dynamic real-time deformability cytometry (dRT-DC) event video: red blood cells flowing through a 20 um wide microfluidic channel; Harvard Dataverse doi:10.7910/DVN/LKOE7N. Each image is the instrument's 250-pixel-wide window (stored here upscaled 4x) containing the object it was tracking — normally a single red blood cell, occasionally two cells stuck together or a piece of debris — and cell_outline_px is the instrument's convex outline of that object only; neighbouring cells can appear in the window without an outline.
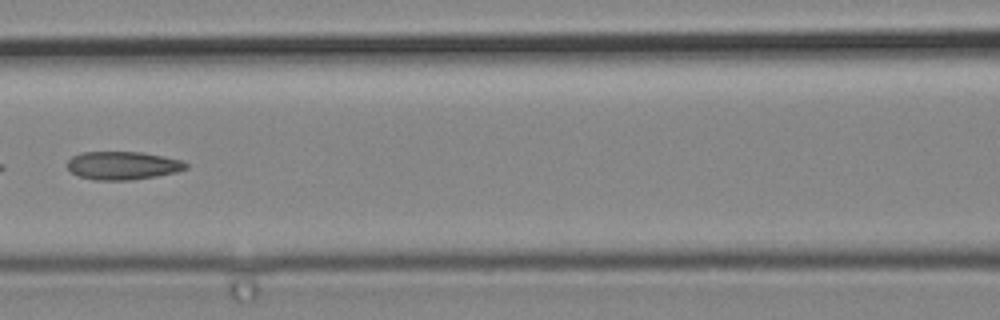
{"species": "common noctule bat (a hibernating species)", "species_latin": "Nyctalus noctula", "temperature_condition": "cold", "stored_images_in_passage": 6, "camera_frame_rate_fps": 3000, "um_per_image_px": 0.085, "animal": {"sex": "male", "body_mass_g": 19.2, "forearm_length_mm": 51.8}, "frame": {"image": 1, "passage_image": 5, "time_ms": 1.333, "image_size_px": [1000, 320], "cell_outline_px": [[188, 168], [176, 172], [156, 176], [132, 180], [92, 180], [76, 176], [68, 168], [68, 160], [72, 156], [80, 152], [140, 152], [180, 160], [188, 164]], "centroid_in_image_um": [10.39, 14.08], "position_along_channel_um": 156.2, "area_um2": 19.48}}
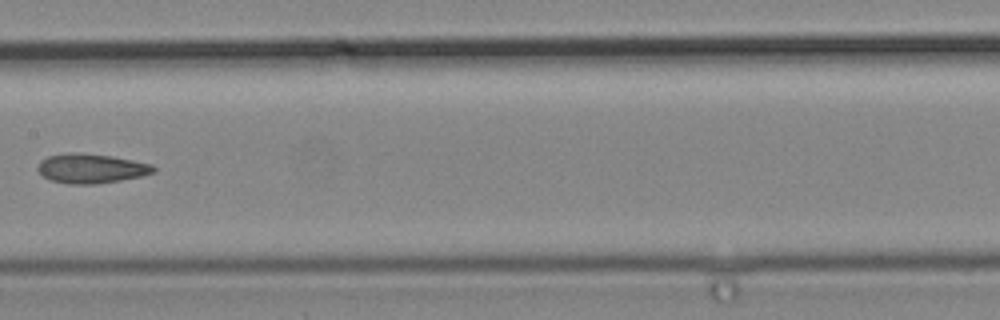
{"frame": {"image": 2, "passage_image": 6, "time_ms": 1.667, "image_size_px": [1000, 320], "cell_outline_px": [[156, 172], [140, 176], [120, 180], [96, 184], [68, 184], [52, 180], [44, 176], [36, 168], [40, 160], [48, 156], [72, 152], [112, 156], [152, 164], [156, 168]], "centroid_in_image_um": [7.75, 14.32], "position_along_channel_um": 199.7, "area_um2": 19.77}}